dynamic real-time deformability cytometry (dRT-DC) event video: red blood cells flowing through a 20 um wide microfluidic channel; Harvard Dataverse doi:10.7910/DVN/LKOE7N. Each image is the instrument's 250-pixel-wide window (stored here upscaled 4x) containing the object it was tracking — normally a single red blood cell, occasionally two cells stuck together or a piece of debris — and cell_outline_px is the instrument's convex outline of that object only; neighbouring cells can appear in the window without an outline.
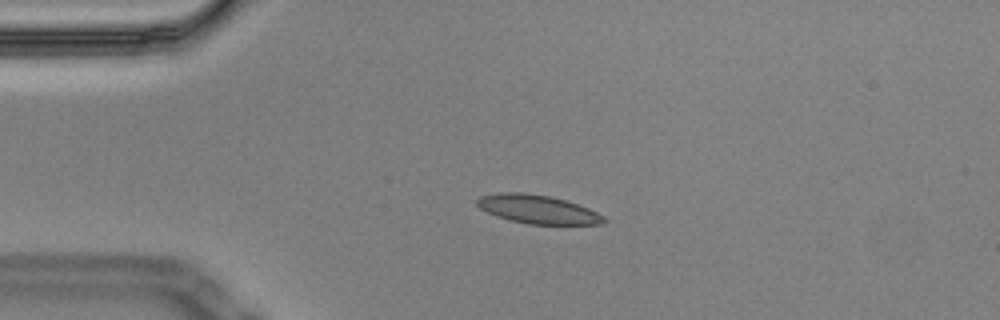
{"species": "Egyptian fruit bat (a non-hibernating species)", "species_latin": "Rousettus aegyptiacus", "temperature_condition": "cold", "stored_images_in_passage": 4, "camera_frame_rate_fps": 3000, "um_per_image_px": 0.085, "animal": {"sex": "male"}, "frame": {"image": 1, "passage_image": 3, "time_ms": 0.667, "image_size_px": [1000, 320], "cell_outline_px": [[608, 220], [604, 224], [528, 224], [496, 216], [480, 208], [476, 204], [476, 200], [480, 196], [500, 192], [524, 192], [548, 196], [564, 200], [588, 208], [604, 216]], "centroid_in_image_um": [45.7, 17.79], "position_along_channel_um": 39.3, "area_um2": 20.98}}